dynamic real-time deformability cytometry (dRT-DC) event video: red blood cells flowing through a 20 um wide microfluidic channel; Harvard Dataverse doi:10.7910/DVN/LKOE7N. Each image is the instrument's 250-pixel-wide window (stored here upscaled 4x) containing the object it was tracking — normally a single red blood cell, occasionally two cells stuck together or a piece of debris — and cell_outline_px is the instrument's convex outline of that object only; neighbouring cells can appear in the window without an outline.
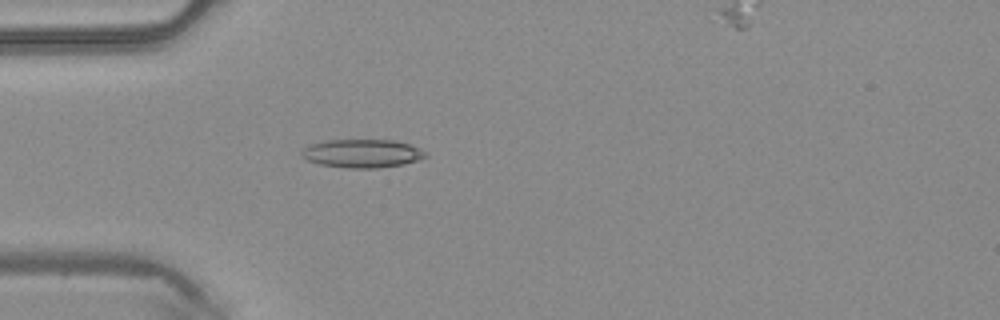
{"species": "common noctule bat (a hibernating species)", "species_latin": "Nyctalus noctula", "temperature_condition": "warm", "stored_images_in_passage": 47, "camera_frame_rate_fps": 3000, "um_per_image_px": 0.085, "animal": {"sex": "male", "body_mass_g": 20.4}, "frame": {"image": 1, "passage_image": 13, "time_ms": 4.0, "image_size_px": [1000, 320], "cell_outline_px": [[428, 156], [420, 160], [404, 164], [376, 168], [348, 168], [320, 164], [304, 160], [300, 156], [300, 152], [308, 144], [324, 140], [396, 140], [420, 148]], "centroid_in_image_um": [30.74, 13.04], "position_along_channel_um": 54.3, "area_um2": 20.75}}
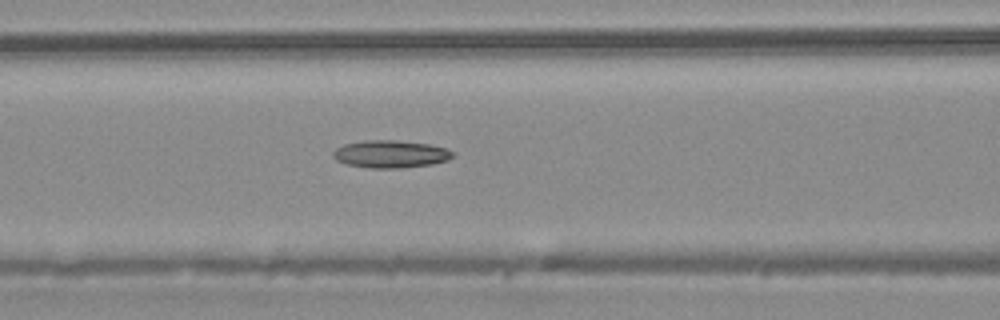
{"frame": {"image": 2, "passage_image": 19, "time_ms": 6.0, "image_size_px": [1000, 320], "cell_outline_px": [[456, 156], [448, 160], [432, 164], [400, 168], [372, 168], [348, 164], [336, 160], [332, 156], [332, 152], [336, 148], [344, 144], [364, 140], [396, 140], [428, 144], [448, 148], [456, 152]], "centroid_in_image_um": [33.25, 13.09], "position_along_channel_um": 133.4, "area_um2": 19.36}}
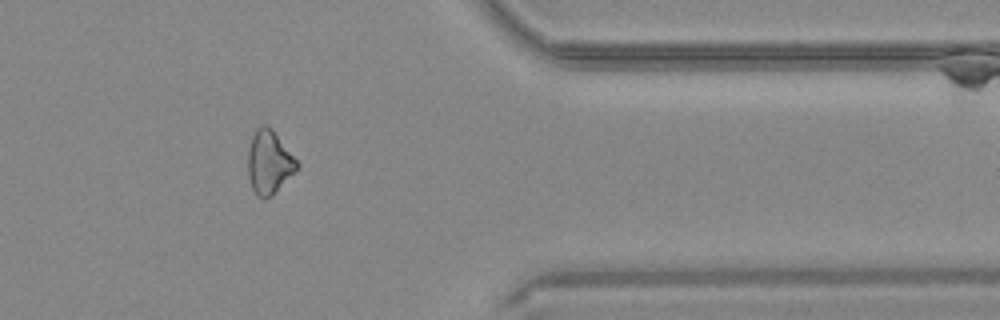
{"frame": {"image": 3, "passage_image": 38, "time_ms": 12.333, "image_size_px": [1000, 320], "cell_outline_px": [[300, 164], [272, 196], [264, 200], [256, 196], [252, 188], [248, 176], [248, 148], [252, 136], [256, 128], [260, 124], [264, 124], [272, 128]], "centroid_in_image_um": [22.84, 13.78], "position_along_channel_um": 388.6, "area_um2": 18.15}}